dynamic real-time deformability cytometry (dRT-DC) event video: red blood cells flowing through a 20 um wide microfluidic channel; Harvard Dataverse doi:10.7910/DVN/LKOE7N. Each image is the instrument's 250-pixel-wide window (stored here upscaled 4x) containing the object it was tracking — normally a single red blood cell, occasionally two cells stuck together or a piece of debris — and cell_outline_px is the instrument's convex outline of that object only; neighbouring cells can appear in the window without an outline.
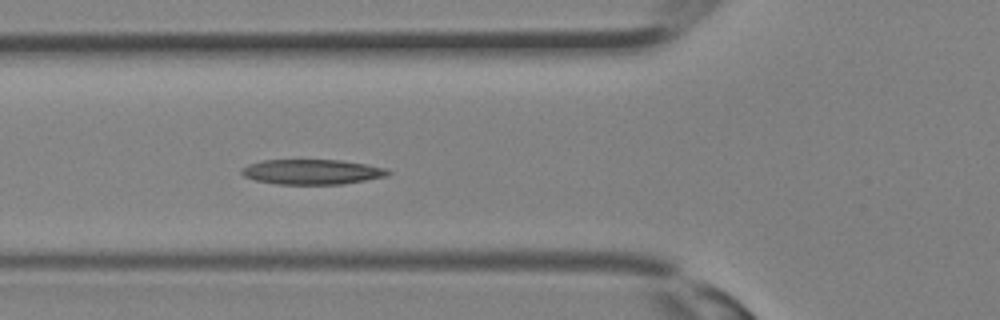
{"species": "Egyptian fruit bat (a non-hibernating species)", "species_latin": "Rousettus aegyptiacus", "temperature_condition": "room temperature", "stored_images_in_passage": 12, "camera_frame_rate_fps": 3000, "um_per_image_px": 0.085, "animal": {"sex": "female"}, "frame": {"image": 1, "passage_image": 12, "time_ms": 3.667, "image_size_px": [1000, 320], "cell_outline_px": [[392, 172], [388, 176], [340, 184], [276, 184], [256, 180], [244, 176], [240, 172], [240, 168], [248, 164], [260, 160], [340, 160], [368, 164], [384, 168]], "centroid_in_image_um": [26.49, 14.6], "position_along_channel_um": 99.3, "area_um2": 21.39}}